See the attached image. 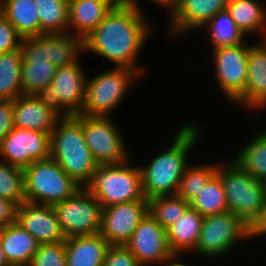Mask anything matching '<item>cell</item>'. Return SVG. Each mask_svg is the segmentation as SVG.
Returning a JSON list of instances; mask_svg holds the SVG:
<instances>
[{"label":"cell","mask_w":266,"mask_h":266,"mask_svg":"<svg viewBox=\"0 0 266 266\" xmlns=\"http://www.w3.org/2000/svg\"><path fill=\"white\" fill-rule=\"evenodd\" d=\"M0 266H9L8 262L6 261L5 255H4L1 241H0Z\"/></svg>","instance_id":"cell-44"},{"label":"cell","mask_w":266,"mask_h":266,"mask_svg":"<svg viewBox=\"0 0 266 266\" xmlns=\"http://www.w3.org/2000/svg\"><path fill=\"white\" fill-rule=\"evenodd\" d=\"M254 238V232L238 216L228 211L204 216L201 232L194 248L204 257H220L240 239Z\"/></svg>","instance_id":"cell-8"},{"label":"cell","mask_w":266,"mask_h":266,"mask_svg":"<svg viewBox=\"0 0 266 266\" xmlns=\"http://www.w3.org/2000/svg\"><path fill=\"white\" fill-rule=\"evenodd\" d=\"M139 75L133 69L113 67L91 79L87 77L85 100L80 114L109 117Z\"/></svg>","instance_id":"cell-7"},{"label":"cell","mask_w":266,"mask_h":266,"mask_svg":"<svg viewBox=\"0 0 266 266\" xmlns=\"http://www.w3.org/2000/svg\"><path fill=\"white\" fill-rule=\"evenodd\" d=\"M102 266H143L126 245H109Z\"/></svg>","instance_id":"cell-37"},{"label":"cell","mask_w":266,"mask_h":266,"mask_svg":"<svg viewBox=\"0 0 266 266\" xmlns=\"http://www.w3.org/2000/svg\"><path fill=\"white\" fill-rule=\"evenodd\" d=\"M126 246L143 266L163 263L173 254L168 245L167 230L149 213L137 225Z\"/></svg>","instance_id":"cell-16"},{"label":"cell","mask_w":266,"mask_h":266,"mask_svg":"<svg viewBox=\"0 0 266 266\" xmlns=\"http://www.w3.org/2000/svg\"><path fill=\"white\" fill-rule=\"evenodd\" d=\"M180 255L179 254H176V253H173L169 258H167L163 264L165 266H188L186 264H183V263H179V262H176L177 258L179 257ZM167 263V264H166Z\"/></svg>","instance_id":"cell-42"},{"label":"cell","mask_w":266,"mask_h":266,"mask_svg":"<svg viewBox=\"0 0 266 266\" xmlns=\"http://www.w3.org/2000/svg\"><path fill=\"white\" fill-rule=\"evenodd\" d=\"M50 157L79 186L91 180L97 164L83 132V114L62 116L51 133Z\"/></svg>","instance_id":"cell-3"},{"label":"cell","mask_w":266,"mask_h":266,"mask_svg":"<svg viewBox=\"0 0 266 266\" xmlns=\"http://www.w3.org/2000/svg\"><path fill=\"white\" fill-rule=\"evenodd\" d=\"M108 246L109 243L100 234L66 238V264L102 266Z\"/></svg>","instance_id":"cell-22"},{"label":"cell","mask_w":266,"mask_h":266,"mask_svg":"<svg viewBox=\"0 0 266 266\" xmlns=\"http://www.w3.org/2000/svg\"><path fill=\"white\" fill-rule=\"evenodd\" d=\"M51 134L14 127L0 146L3 162L24 169L50 157Z\"/></svg>","instance_id":"cell-14"},{"label":"cell","mask_w":266,"mask_h":266,"mask_svg":"<svg viewBox=\"0 0 266 266\" xmlns=\"http://www.w3.org/2000/svg\"><path fill=\"white\" fill-rule=\"evenodd\" d=\"M84 51V39L70 32L48 34V59L57 67L78 63L79 52Z\"/></svg>","instance_id":"cell-29"},{"label":"cell","mask_w":266,"mask_h":266,"mask_svg":"<svg viewBox=\"0 0 266 266\" xmlns=\"http://www.w3.org/2000/svg\"><path fill=\"white\" fill-rule=\"evenodd\" d=\"M216 173L223 182L228 211L240 217L254 232L266 215L265 184L244 171L234 160Z\"/></svg>","instance_id":"cell-4"},{"label":"cell","mask_w":266,"mask_h":266,"mask_svg":"<svg viewBox=\"0 0 266 266\" xmlns=\"http://www.w3.org/2000/svg\"><path fill=\"white\" fill-rule=\"evenodd\" d=\"M15 221L39 244L65 241L53 206L23 202L16 208Z\"/></svg>","instance_id":"cell-17"},{"label":"cell","mask_w":266,"mask_h":266,"mask_svg":"<svg viewBox=\"0 0 266 266\" xmlns=\"http://www.w3.org/2000/svg\"><path fill=\"white\" fill-rule=\"evenodd\" d=\"M148 213V200L124 202L103 208L99 234L109 245H126L137 225Z\"/></svg>","instance_id":"cell-15"},{"label":"cell","mask_w":266,"mask_h":266,"mask_svg":"<svg viewBox=\"0 0 266 266\" xmlns=\"http://www.w3.org/2000/svg\"><path fill=\"white\" fill-rule=\"evenodd\" d=\"M244 93L234 102L247 108L266 107V41L249 47ZM246 105V106H245Z\"/></svg>","instance_id":"cell-20"},{"label":"cell","mask_w":266,"mask_h":266,"mask_svg":"<svg viewBox=\"0 0 266 266\" xmlns=\"http://www.w3.org/2000/svg\"><path fill=\"white\" fill-rule=\"evenodd\" d=\"M217 164L187 166L180 180L177 195L187 202H191L208 180L216 173Z\"/></svg>","instance_id":"cell-34"},{"label":"cell","mask_w":266,"mask_h":266,"mask_svg":"<svg viewBox=\"0 0 266 266\" xmlns=\"http://www.w3.org/2000/svg\"><path fill=\"white\" fill-rule=\"evenodd\" d=\"M0 10L22 38L40 35V19L34 0H0Z\"/></svg>","instance_id":"cell-25"},{"label":"cell","mask_w":266,"mask_h":266,"mask_svg":"<svg viewBox=\"0 0 266 266\" xmlns=\"http://www.w3.org/2000/svg\"><path fill=\"white\" fill-rule=\"evenodd\" d=\"M190 206L202 216L228 212L225 189L220 176L215 173L206 183Z\"/></svg>","instance_id":"cell-31"},{"label":"cell","mask_w":266,"mask_h":266,"mask_svg":"<svg viewBox=\"0 0 266 266\" xmlns=\"http://www.w3.org/2000/svg\"><path fill=\"white\" fill-rule=\"evenodd\" d=\"M21 48L0 54V100H15L22 95Z\"/></svg>","instance_id":"cell-27"},{"label":"cell","mask_w":266,"mask_h":266,"mask_svg":"<svg viewBox=\"0 0 266 266\" xmlns=\"http://www.w3.org/2000/svg\"><path fill=\"white\" fill-rule=\"evenodd\" d=\"M154 2H156L157 4L163 6L164 8L166 7L167 10H170L169 11V16L171 17L173 15V13L175 12L176 10V7H177V3H178V0H152Z\"/></svg>","instance_id":"cell-41"},{"label":"cell","mask_w":266,"mask_h":266,"mask_svg":"<svg viewBox=\"0 0 266 266\" xmlns=\"http://www.w3.org/2000/svg\"><path fill=\"white\" fill-rule=\"evenodd\" d=\"M229 0H178L170 17L171 35L183 34L189 30L205 26L218 12L226 10Z\"/></svg>","instance_id":"cell-19"},{"label":"cell","mask_w":266,"mask_h":266,"mask_svg":"<svg viewBox=\"0 0 266 266\" xmlns=\"http://www.w3.org/2000/svg\"><path fill=\"white\" fill-rule=\"evenodd\" d=\"M22 37L0 10V54L21 47Z\"/></svg>","instance_id":"cell-38"},{"label":"cell","mask_w":266,"mask_h":266,"mask_svg":"<svg viewBox=\"0 0 266 266\" xmlns=\"http://www.w3.org/2000/svg\"><path fill=\"white\" fill-rule=\"evenodd\" d=\"M120 6H132L134 7L136 10L142 12V10L140 9V5L139 2H137L138 0H115Z\"/></svg>","instance_id":"cell-43"},{"label":"cell","mask_w":266,"mask_h":266,"mask_svg":"<svg viewBox=\"0 0 266 266\" xmlns=\"http://www.w3.org/2000/svg\"><path fill=\"white\" fill-rule=\"evenodd\" d=\"M81 64L58 67L42 95L63 116L80 114L84 105L87 75Z\"/></svg>","instance_id":"cell-12"},{"label":"cell","mask_w":266,"mask_h":266,"mask_svg":"<svg viewBox=\"0 0 266 266\" xmlns=\"http://www.w3.org/2000/svg\"><path fill=\"white\" fill-rule=\"evenodd\" d=\"M0 197L16 206L26 201L23 169L0 161Z\"/></svg>","instance_id":"cell-35"},{"label":"cell","mask_w":266,"mask_h":266,"mask_svg":"<svg viewBox=\"0 0 266 266\" xmlns=\"http://www.w3.org/2000/svg\"><path fill=\"white\" fill-rule=\"evenodd\" d=\"M21 85L22 95L42 96L57 71V66L48 59V34L23 38Z\"/></svg>","instance_id":"cell-10"},{"label":"cell","mask_w":266,"mask_h":266,"mask_svg":"<svg viewBox=\"0 0 266 266\" xmlns=\"http://www.w3.org/2000/svg\"><path fill=\"white\" fill-rule=\"evenodd\" d=\"M0 241L9 266H28L39 243L15 221L0 230Z\"/></svg>","instance_id":"cell-21"},{"label":"cell","mask_w":266,"mask_h":266,"mask_svg":"<svg viewBox=\"0 0 266 266\" xmlns=\"http://www.w3.org/2000/svg\"><path fill=\"white\" fill-rule=\"evenodd\" d=\"M204 216L189 206L183 216L167 230V241L173 253L192 251L198 241Z\"/></svg>","instance_id":"cell-24"},{"label":"cell","mask_w":266,"mask_h":266,"mask_svg":"<svg viewBox=\"0 0 266 266\" xmlns=\"http://www.w3.org/2000/svg\"><path fill=\"white\" fill-rule=\"evenodd\" d=\"M53 207L65 238L100 233L103 207L85 187Z\"/></svg>","instance_id":"cell-9"},{"label":"cell","mask_w":266,"mask_h":266,"mask_svg":"<svg viewBox=\"0 0 266 266\" xmlns=\"http://www.w3.org/2000/svg\"><path fill=\"white\" fill-rule=\"evenodd\" d=\"M129 160L116 165H99L85 188L106 208L113 204L147 200L142 190L139 167Z\"/></svg>","instance_id":"cell-6"},{"label":"cell","mask_w":266,"mask_h":266,"mask_svg":"<svg viewBox=\"0 0 266 266\" xmlns=\"http://www.w3.org/2000/svg\"><path fill=\"white\" fill-rule=\"evenodd\" d=\"M233 160L249 175L266 183V130L256 135Z\"/></svg>","instance_id":"cell-30"},{"label":"cell","mask_w":266,"mask_h":266,"mask_svg":"<svg viewBox=\"0 0 266 266\" xmlns=\"http://www.w3.org/2000/svg\"><path fill=\"white\" fill-rule=\"evenodd\" d=\"M112 7L101 0H69V28L76 37H87L111 11Z\"/></svg>","instance_id":"cell-23"},{"label":"cell","mask_w":266,"mask_h":266,"mask_svg":"<svg viewBox=\"0 0 266 266\" xmlns=\"http://www.w3.org/2000/svg\"><path fill=\"white\" fill-rule=\"evenodd\" d=\"M109 4L112 8H118L120 5L115 0H101Z\"/></svg>","instance_id":"cell-45"},{"label":"cell","mask_w":266,"mask_h":266,"mask_svg":"<svg viewBox=\"0 0 266 266\" xmlns=\"http://www.w3.org/2000/svg\"><path fill=\"white\" fill-rule=\"evenodd\" d=\"M263 7L258 0H229L226 10L244 35L259 31L266 38V9Z\"/></svg>","instance_id":"cell-26"},{"label":"cell","mask_w":266,"mask_h":266,"mask_svg":"<svg viewBox=\"0 0 266 266\" xmlns=\"http://www.w3.org/2000/svg\"><path fill=\"white\" fill-rule=\"evenodd\" d=\"M40 19L41 34L68 33L69 0H34Z\"/></svg>","instance_id":"cell-28"},{"label":"cell","mask_w":266,"mask_h":266,"mask_svg":"<svg viewBox=\"0 0 266 266\" xmlns=\"http://www.w3.org/2000/svg\"><path fill=\"white\" fill-rule=\"evenodd\" d=\"M28 266H67L65 241L39 244Z\"/></svg>","instance_id":"cell-36"},{"label":"cell","mask_w":266,"mask_h":266,"mask_svg":"<svg viewBox=\"0 0 266 266\" xmlns=\"http://www.w3.org/2000/svg\"><path fill=\"white\" fill-rule=\"evenodd\" d=\"M23 173L27 202L54 206L82 188L51 157L34 161Z\"/></svg>","instance_id":"cell-5"},{"label":"cell","mask_w":266,"mask_h":266,"mask_svg":"<svg viewBox=\"0 0 266 266\" xmlns=\"http://www.w3.org/2000/svg\"><path fill=\"white\" fill-rule=\"evenodd\" d=\"M13 128V100H0V146Z\"/></svg>","instance_id":"cell-39"},{"label":"cell","mask_w":266,"mask_h":266,"mask_svg":"<svg viewBox=\"0 0 266 266\" xmlns=\"http://www.w3.org/2000/svg\"><path fill=\"white\" fill-rule=\"evenodd\" d=\"M211 34L212 49L221 47L236 46L243 42L244 33L237 27L227 10H223L214 15L205 25Z\"/></svg>","instance_id":"cell-32"},{"label":"cell","mask_w":266,"mask_h":266,"mask_svg":"<svg viewBox=\"0 0 266 266\" xmlns=\"http://www.w3.org/2000/svg\"><path fill=\"white\" fill-rule=\"evenodd\" d=\"M152 29L148 19L134 7L112 8L84 38V51L108 59L116 68L133 69L142 76L144 68L137 66L136 60Z\"/></svg>","instance_id":"cell-1"},{"label":"cell","mask_w":266,"mask_h":266,"mask_svg":"<svg viewBox=\"0 0 266 266\" xmlns=\"http://www.w3.org/2000/svg\"><path fill=\"white\" fill-rule=\"evenodd\" d=\"M148 202L149 214L165 229L178 221L190 206L177 194L153 197Z\"/></svg>","instance_id":"cell-33"},{"label":"cell","mask_w":266,"mask_h":266,"mask_svg":"<svg viewBox=\"0 0 266 266\" xmlns=\"http://www.w3.org/2000/svg\"><path fill=\"white\" fill-rule=\"evenodd\" d=\"M200 132L199 127L194 124H183L167 150L155 156L147 166H139L142 190L147 200L177 193L184 170L188 166L190 149L198 140Z\"/></svg>","instance_id":"cell-2"},{"label":"cell","mask_w":266,"mask_h":266,"mask_svg":"<svg viewBox=\"0 0 266 266\" xmlns=\"http://www.w3.org/2000/svg\"><path fill=\"white\" fill-rule=\"evenodd\" d=\"M83 132L86 144L98 166L128 161L125 141L111 118L83 114Z\"/></svg>","instance_id":"cell-11"},{"label":"cell","mask_w":266,"mask_h":266,"mask_svg":"<svg viewBox=\"0 0 266 266\" xmlns=\"http://www.w3.org/2000/svg\"><path fill=\"white\" fill-rule=\"evenodd\" d=\"M17 206L5 198L0 197V230L15 222Z\"/></svg>","instance_id":"cell-40"},{"label":"cell","mask_w":266,"mask_h":266,"mask_svg":"<svg viewBox=\"0 0 266 266\" xmlns=\"http://www.w3.org/2000/svg\"><path fill=\"white\" fill-rule=\"evenodd\" d=\"M63 115L43 96L21 95L13 100L14 127L52 133Z\"/></svg>","instance_id":"cell-18"},{"label":"cell","mask_w":266,"mask_h":266,"mask_svg":"<svg viewBox=\"0 0 266 266\" xmlns=\"http://www.w3.org/2000/svg\"><path fill=\"white\" fill-rule=\"evenodd\" d=\"M248 44L212 49L218 86L233 103L244 93L247 81Z\"/></svg>","instance_id":"cell-13"}]
</instances>
